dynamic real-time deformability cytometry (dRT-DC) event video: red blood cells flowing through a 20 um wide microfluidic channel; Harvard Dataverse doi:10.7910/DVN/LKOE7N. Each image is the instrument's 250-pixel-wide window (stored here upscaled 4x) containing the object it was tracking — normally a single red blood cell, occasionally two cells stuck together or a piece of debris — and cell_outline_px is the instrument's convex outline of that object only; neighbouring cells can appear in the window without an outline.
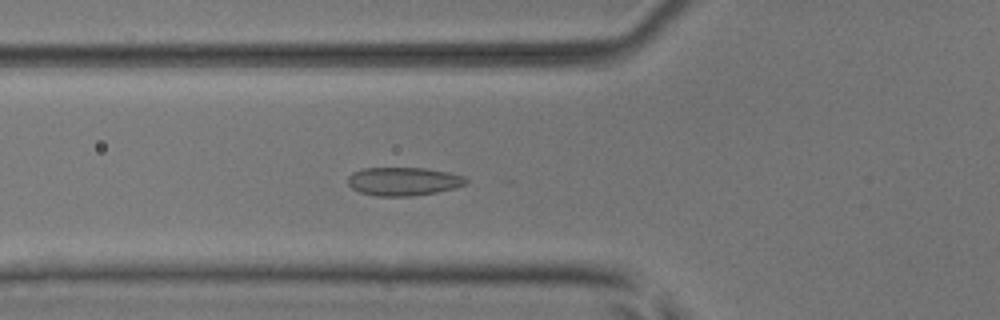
{"species": "common noctule bat (a hibernating species)", "species_latin": "Nyctalus noctula", "temperature_condition": "room temperature", "stored_images_in_passage": 40, "camera_frame_rate_fps": 3000, "um_per_image_px": 0.085, "animal": {"sex": "male", "body_mass_g": 17.9, "forearm_length_mm": 54.2}, "frame": {"image": 1, "passage_image": 7, "time_ms": 2.0, "image_size_px": [1000, 320], "cell_outline_px": [[468, 180], [464, 184], [456, 188], [436, 192], [412, 196], [376, 196], [360, 192], [352, 188], [348, 184], [348, 176], [352, 172], [360, 168], [424, 168], [448, 172], [464, 176]], "centroid_in_image_um": [34.27, 15.41], "position_along_channel_um": 91.5, "area_um2": 19.59}}
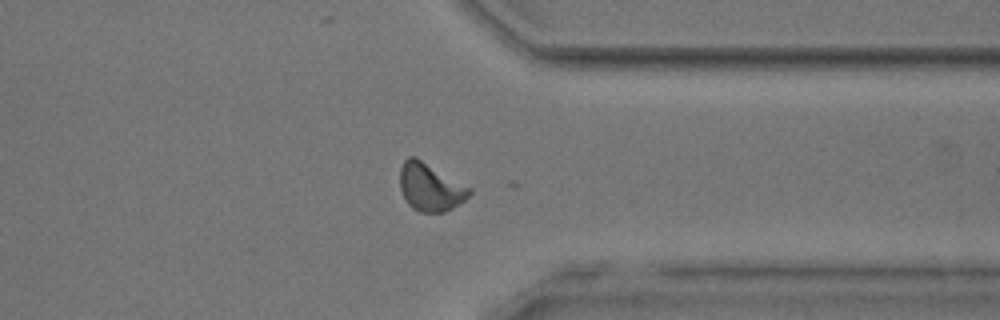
{"frame": {"image": 2, "passage_image": 29, "time_ms": 9.333, "image_size_px": [1000, 320], "cell_outline_px": [[472, 192], [464, 200], [452, 208], [444, 212], [420, 212], [412, 208], [408, 204], [400, 188], [400, 168], [404, 160], [408, 156], [416, 156], [472, 188]], "centroid_in_image_um": [36.57, 15.89], "position_along_channel_um": 374.8, "area_um2": 19.42}}
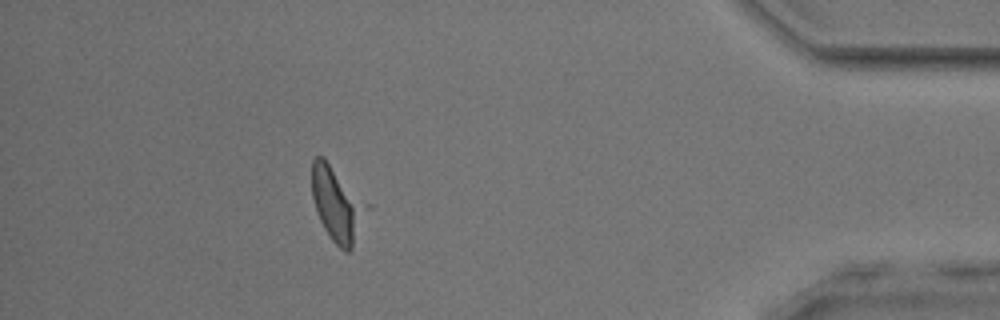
{"frame": {"image": 3, "passage_image": 35, "time_ms": 11.333, "image_size_px": [1000, 320], "cell_outline_px": [[372, 208], [352, 248], [348, 252], [344, 252], [332, 240], [324, 228], [316, 212], [312, 196], [312, 160], [316, 156], [324, 156], [372, 204]], "centroid_in_image_um": [28.74, 17.33], "position_along_channel_um": 406.5, "area_um2": 24.91}}